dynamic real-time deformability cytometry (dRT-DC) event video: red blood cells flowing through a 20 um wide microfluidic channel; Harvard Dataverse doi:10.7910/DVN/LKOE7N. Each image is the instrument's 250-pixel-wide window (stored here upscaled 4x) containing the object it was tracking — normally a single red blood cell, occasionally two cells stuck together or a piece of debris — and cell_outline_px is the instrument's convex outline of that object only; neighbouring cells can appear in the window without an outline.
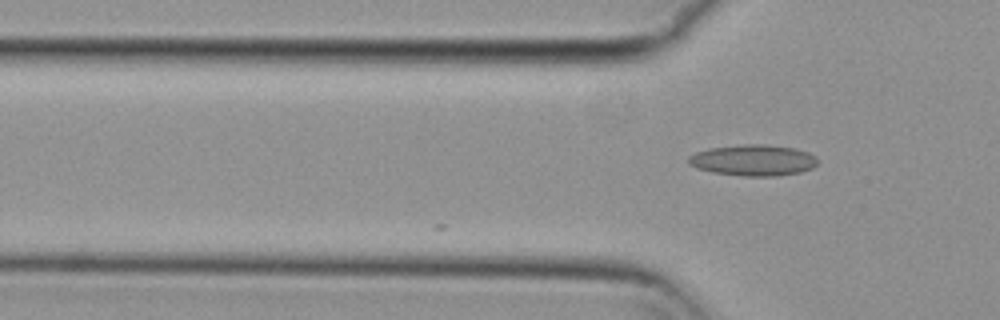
{"species": "common noctule bat (a hibernating species)", "species_latin": "Nyctalus noctula", "temperature_condition": "cold", "stored_images_in_passage": 15, "camera_frame_rate_fps": 3000, "um_per_image_px": 0.085, "animal": {"sex": "female", "body_mass_g": 29.2, "forearm_length_mm": 56.3}, "frame": {"image": 1, "passage_image": 15, "time_ms": 4.667, "image_size_px": [1000, 320], "cell_outline_px": [[816, 164], [812, 168], [800, 172], [776, 176], [744, 176], [712, 172], [696, 168], [688, 164], [688, 156], [696, 152], [708, 148], [740, 144], [760, 144], [796, 148], [808, 152], [816, 156]], "centroid_in_image_um": [64.0, 13.61], "position_along_channel_um": 61.8, "area_um2": 23.52}}